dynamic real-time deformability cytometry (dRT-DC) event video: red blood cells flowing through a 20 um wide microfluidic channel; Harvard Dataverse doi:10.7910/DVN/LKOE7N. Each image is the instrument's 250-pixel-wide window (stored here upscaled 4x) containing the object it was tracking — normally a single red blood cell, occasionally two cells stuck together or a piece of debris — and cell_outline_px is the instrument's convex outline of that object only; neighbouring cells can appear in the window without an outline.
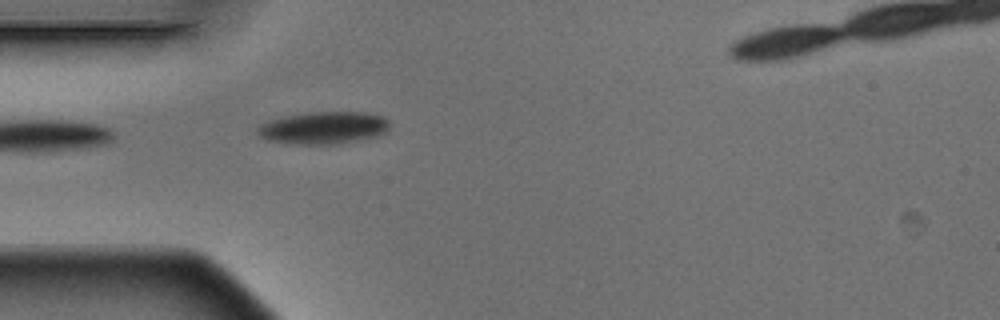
{"species": "Egyptian fruit bat (a non-hibernating species)", "species_latin": "Rousettus aegyptiacus", "temperature_condition": "warm", "stored_images_in_passage": 2, "camera_frame_rate_fps": 3000, "um_per_image_px": 0.085, "animal": {"sex": "male"}, "frame": {"image": 1, "passage_image": 1, "time_ms": 0.0, "image_size_px": [1000, 320], "cell_outline_px": [[388, 128], [380, 136], [336, 144], [288, 144], [268, 140], [260, 136], [256, 132], [256, 128], [260, 124], [268, 120], [284, 116], [308, 112], [368, 112], [384, 116], [388, 120]], "centroid_in_image_um": [27.48, 10.86], "position_along_channel_um": 57.5, "area_um2": 25.2}}